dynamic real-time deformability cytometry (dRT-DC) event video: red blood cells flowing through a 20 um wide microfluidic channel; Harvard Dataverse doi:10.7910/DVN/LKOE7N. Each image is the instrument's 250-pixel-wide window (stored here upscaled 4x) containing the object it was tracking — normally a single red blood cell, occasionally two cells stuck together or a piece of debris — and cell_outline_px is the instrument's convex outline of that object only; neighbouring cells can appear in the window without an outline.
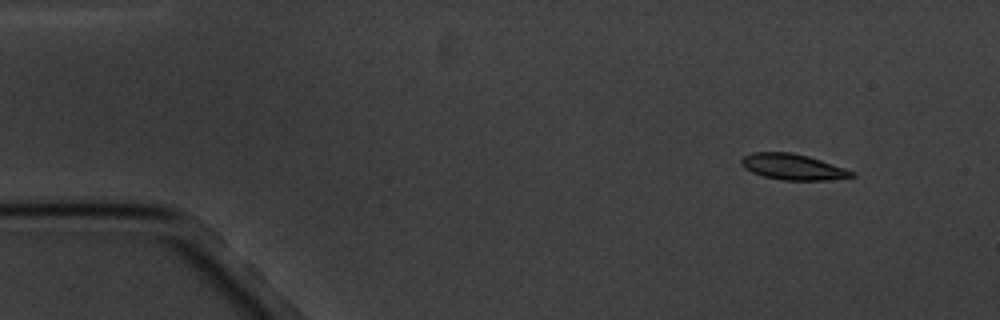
{"species": "common noctule bat (a hibernating species)", "species_latin": "Nyctalus noctula", "temperature_condition": "cold", "stored_images_in_passage": 5, "segment_of_instrument_passage": [1, 2], "camera_frame_rate_fps": 3000, "um_per_image_px": 0.085, "animal": {"sex": "male", "body_mass_g": 20.1, "forearm_length_mm": 53.5}, "frame": {"image": 1, "passage_image": 1, "time_ms": 0.0, "image_size_px": [1000, 320], "cell_outline_px": [[856, 176], [828, 180], [784, 180], [764, 176], [752, 172], [744, 168], [740, 164], [740, 160], [744, 156], [752, 152], [792, 152], [808, 156], [856, 172]], "centroid_in_image_um": [67.38, 14.18], "position_along_channel_um": 17.6, "area_um2": 16.59}}
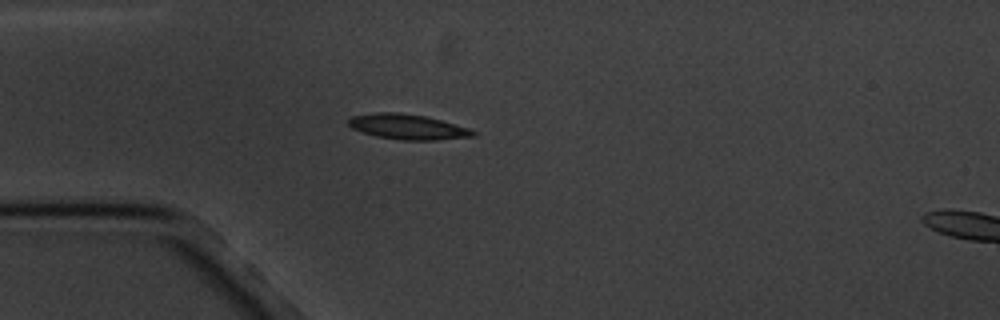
{"frame": {"image": 2, "passage_image": 4, "time_ms": 3.333, "image_size_px": [1000, 320], "cell_outline_px": [[476, 136], [436, 140], [404, 140], [376, 136], [352, 128], [348, 124], [348, 120], [352, 116], [376, 112], [400, 112], [424, 116], [440, 120], [468, 128], [476, 132]], "centroid_in_image_um": [34.65, 10.77], "position_along_channel_um": 50.4, "area_um2": 18.09}}